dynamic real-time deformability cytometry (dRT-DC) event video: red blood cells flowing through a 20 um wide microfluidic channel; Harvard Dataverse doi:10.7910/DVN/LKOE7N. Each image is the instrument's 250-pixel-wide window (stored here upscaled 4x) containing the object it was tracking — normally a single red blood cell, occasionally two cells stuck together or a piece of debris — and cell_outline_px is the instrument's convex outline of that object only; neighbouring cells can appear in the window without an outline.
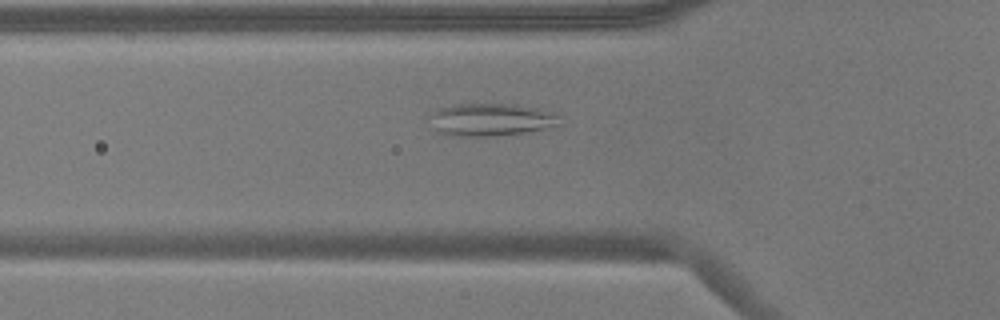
{"species": "common noctule bat (a hibernating species)", "species_latin": "Nyctalus noctula", "temperature_condition": "warm", "stored_images_in_passage": 45, "camera_frame_rate_fps": 3000, "um_per_image_px": 0.085, "animal": {"sex": "male", "body_mass_g": 17.9}, "frame": {"image": 1, "passage_image": 9, "time_ms": 2.667, "image_size_px": [1000, 320], "cell_outline_px": [[560, 116], [556, 124], [544, 128], [524, 132], [492, 136], [452, 136], [440, 132], [436, 128], [428, 116], [428, 112], [440, 108], [456, 104], [516, 104], [540, 108]], "centroid_in_image_um": [41.67, 10.15], "position_along_channel_um": 84.1, "area_um2": 24.45}}
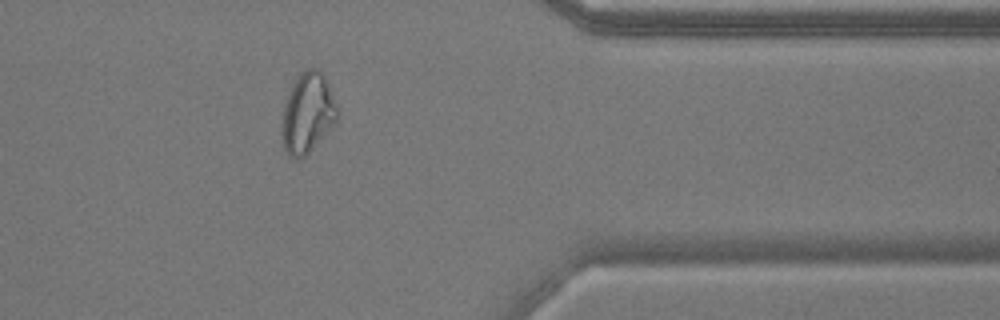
{"frame": {"image": 2, "passage_image": 35, "time_ms": 11.333, "image_size_px": [1000, 320], "cell_outline_px": [[336, 124], [300, 160], [296, 160], [288, 156], [284, 152], [280, 132], [284, 104], [288, 92], [292, 84], [300, 72], [304, 68], [316, 68], [324, 76], [336, 104]], "centroid_in_image_um": [26.09, 9.64], "position_along_channel_um": 385.3, "area_um2": 26.07}}
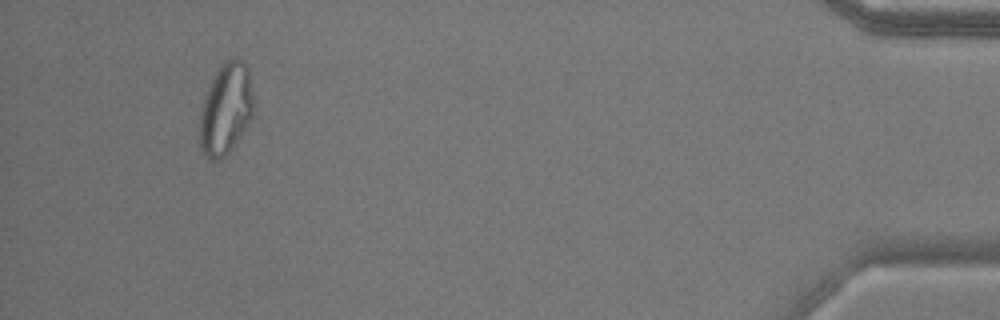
{"frame": {"image": 3, "passage_image": 42, "time_ms": 13.667, "image_size_px": [1000, 320], "cell_outline_px": [[252, 116], [248, 124], [228, 152], [220, 160], [208, 160], [200, 148], [200, 104], [208, 84], [216, 72], [232, 56], [236, 56], [244, 60], [248, 68], [252, 92]], "centroid_in_image_um": [19.16, 9.24], "position_along_channel_um": 416.0, "area_um2": 28.73}, "authors_computed_cell_mechanics": {"area_um2": 25.143, "velocity_mm_per_s": 3.6695, "shape_relaxation_time_tau1_ms": null, "shape_relaxation_time_tau2_ms": 1.4732, "deformation_change_tau1": null, "deformation_change_tau2": 0.0811}}